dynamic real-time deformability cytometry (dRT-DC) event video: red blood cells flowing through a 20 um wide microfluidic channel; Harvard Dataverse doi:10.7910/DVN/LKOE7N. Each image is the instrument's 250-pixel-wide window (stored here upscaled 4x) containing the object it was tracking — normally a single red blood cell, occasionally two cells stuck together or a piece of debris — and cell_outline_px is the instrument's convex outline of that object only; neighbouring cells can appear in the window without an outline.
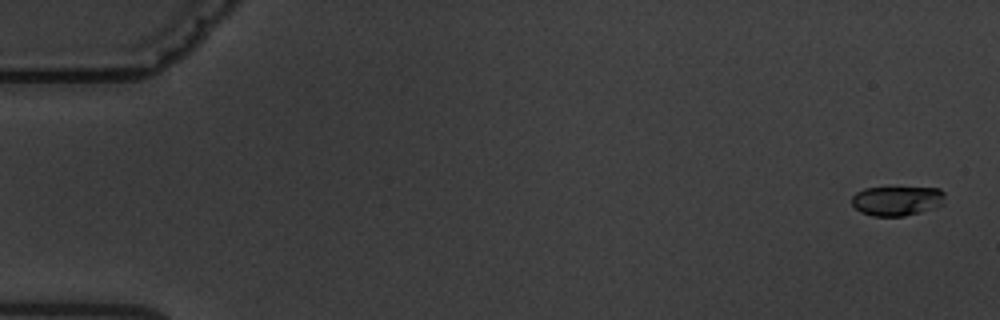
{"species": "common noctule bat (a hibernating species)", "species_latin": "Nyctalus noctula", "temperature_condition": "warm", "stored_images_in_passage": 6, "segment_of_instrument_passage": [1, 2], "camera_frame_rate_fps": 3000, "um_per_image_px": 0.085, "animal": {"sex": "male", "body_mass_g": 19.5, "forearm_length_mm": 54.6}, "frame": {"image": 1, "passage_image": 1, "time_ms": 0.0, "image_size_px": [1000, 320], "cell_outline_px": [[944, 204], [936, 208], [904, 216], [872, 216], [860, 212], [852, 204], [852, 196], [856, 192], [864, 188], [940, 188], [944, 192]], "centroid_in_image_um": [76.25, 17.07], "position_along_channel_um": 8.7, "area_um2": 16.13}}
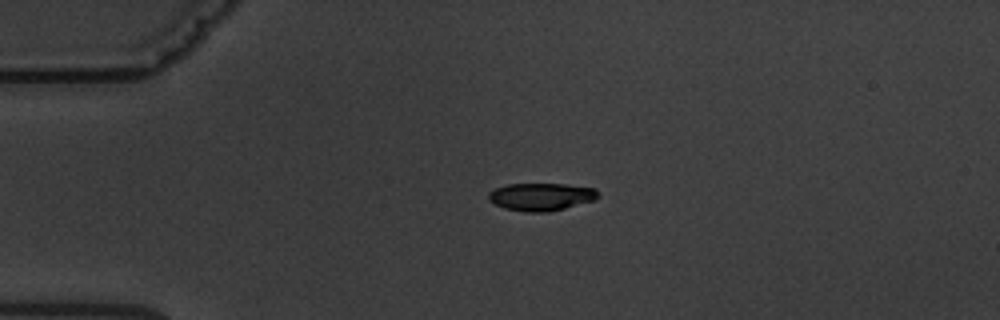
{"frame": {"image": 2, "passage_image": 4, "time_ms": 4.0, "image_size_px": [1000, 320], "cell_outline_px": [[600, 196], [596, 200], [548, 212], [528, 212], [504, 208], [488, 200], [488, 192], [496, 188], [508, 184], [564, 184], [596, 188]], "centroid_in_image_um": [46.02, 16.72], "position_along_channel_um": 39.0, "area_um2": 17.69}}